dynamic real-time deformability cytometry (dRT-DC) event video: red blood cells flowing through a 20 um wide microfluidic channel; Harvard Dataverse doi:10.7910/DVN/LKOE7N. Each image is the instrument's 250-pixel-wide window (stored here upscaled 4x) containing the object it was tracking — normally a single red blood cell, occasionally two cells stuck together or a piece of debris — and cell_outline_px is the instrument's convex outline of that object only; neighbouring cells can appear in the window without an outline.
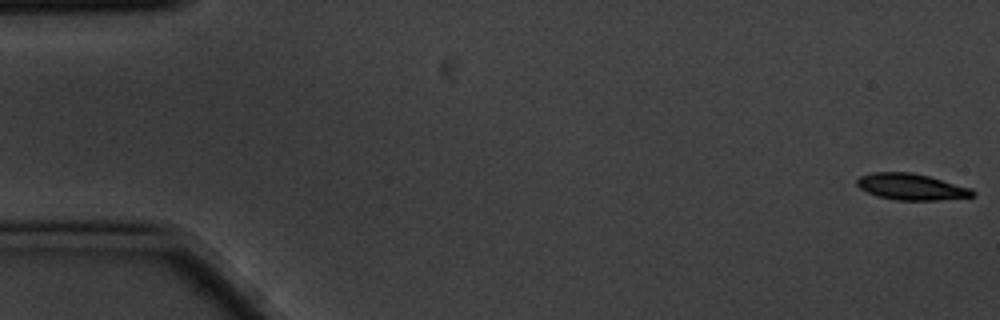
{"species": "common noctule bat (a hibernating species)", "species_latin": "Nyctalus noctula", "temperature_condition": "cold", "stored_images_in_passage": 5, "camera_frame_rate_fps": 3000, "um_per_image_px": 0.085, "animal": {"sex": "male", "body_mass_g": 20.1, "forearm_length_mm": 53.5}, "frame": {"image": 1, "passage_image": 1, "time_ms": 0.0, "image_size_px": [1000, 320], "cell_outline_px": [[976, 196], [940, 200], [896, 200], [876, 196], [860, 188], [856, 184], [856, 180], [860, 176], [872, 172], [912, 172], [928, 176], [972, 188], [976, 192]], "centroid_in_image_um": [77.47, 15.88], "position_along_channel_um": 7.5, "area_um2": 17.86}}
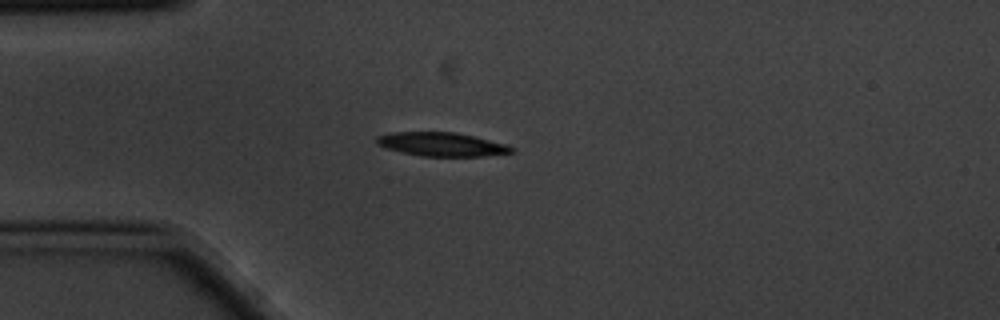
{"frame": {"image": 2, "passage_image": 5, "time_ms": 1.333, "image_size_px": [1000, 320], "cell_outline_px": [[516, 152], [480, 156], [420, 156], [384, 148], [376, 144], [376, 136], [392, 132], [456, 132], [508, 144], [516, 148]], "centroid_in_image_um": [37.55, 12.26], "position_along_channel_um": 47.4, "area_um2": 18.84}}